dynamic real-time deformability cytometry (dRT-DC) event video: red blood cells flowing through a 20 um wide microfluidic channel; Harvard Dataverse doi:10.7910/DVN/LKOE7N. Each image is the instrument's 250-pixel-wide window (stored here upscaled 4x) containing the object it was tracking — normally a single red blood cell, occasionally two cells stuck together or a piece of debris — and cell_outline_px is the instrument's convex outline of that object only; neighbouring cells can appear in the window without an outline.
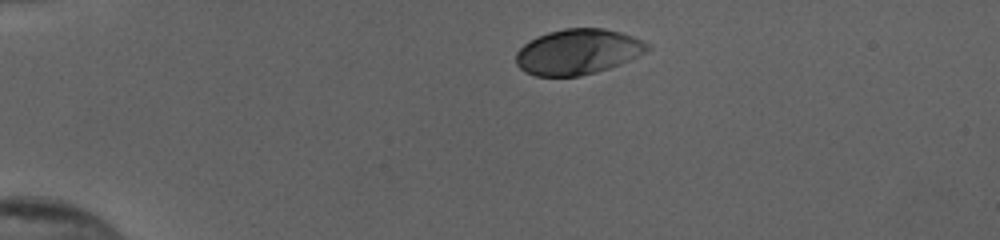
{"species": "human", "species_latin": "Homo sapiens", "temperature_condition": "cold", "stored_images_in_passage": 34, "camera_frame_rate_fps": 3000, "um_per_image_px": 0.085, "donor": {"sex": "female"}, "frame": {"image": 1, "passage_image": 1, "time_ms": 0.0, "image_size_px": [1000, 240], "cell_outline_px": [[652, 48], [620, 64], [596, 72], [580, 76], [536, 76], [524, 72], [516, 64], [516, 52], [528, 40], [536, 36], [548, 32], [564, 28], [604, 28], [620, 32], [632, 36], [648, 44]], "centroid_in_image_um": [49.07, 4.4], "position_along_channel_um": 35.9, "area_um2": 34.74}}
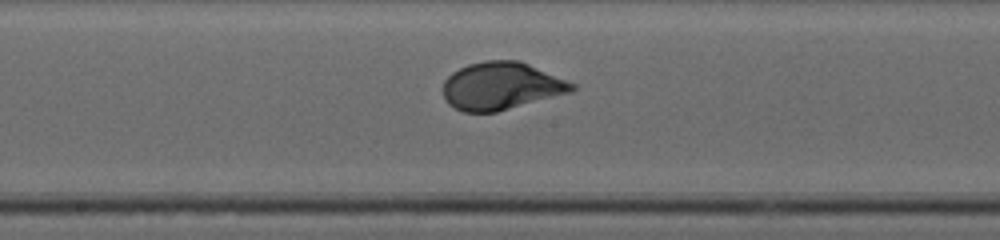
{"frame": {"image": 2, "passage_image": 19, "time_ms": 6.0, "image_size_px": [1000, 240], "cell_outline_px": [[576, 88], [572, 92], [496, 112], [464, 112], [448, 104], [444, 100], [440, 88], [444, 80], [452, 72], [468, 64], [484, 60], [520, 60], [576, 84]], "centroid_in_image_um": [42.57, 7.31], "position_along_channel_um": 205.6, "area_um2": 36.07}}
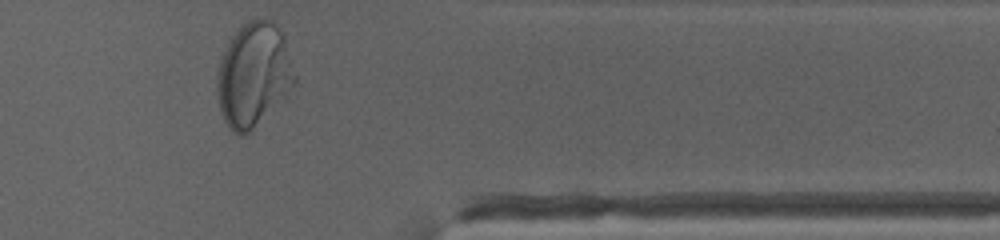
{"frame": {"image": 3, "passage_image": 34, "time_ms": 11.0, "image_size_px": [1000, 240], "cell_outline_px": [[296, 80], [284, 100], [244, 136], [240, 136], [232, 132], [224, 120], [220, 112], [216, 92], [216, 76], [220, 60], [232, 36], [248, 20], [272, 20], [280, 32], [284, 40], [296, 76]], "centroid_in_image_um": [21.53, 6.42], "position_along_channel_um": 389.9, "area_um2": 46.76}, "authors_computed_cell_mechanics": {"area_um2": 35.4314, "velocity_mm_per_s": 3.8738, "shape_relaxation_time_tau1_ms": 3.2431, "shape_relaxation_time_tau2_ms": null, "deformation_change_tau1": 0.1601, "deformation_change_tau2": null}}